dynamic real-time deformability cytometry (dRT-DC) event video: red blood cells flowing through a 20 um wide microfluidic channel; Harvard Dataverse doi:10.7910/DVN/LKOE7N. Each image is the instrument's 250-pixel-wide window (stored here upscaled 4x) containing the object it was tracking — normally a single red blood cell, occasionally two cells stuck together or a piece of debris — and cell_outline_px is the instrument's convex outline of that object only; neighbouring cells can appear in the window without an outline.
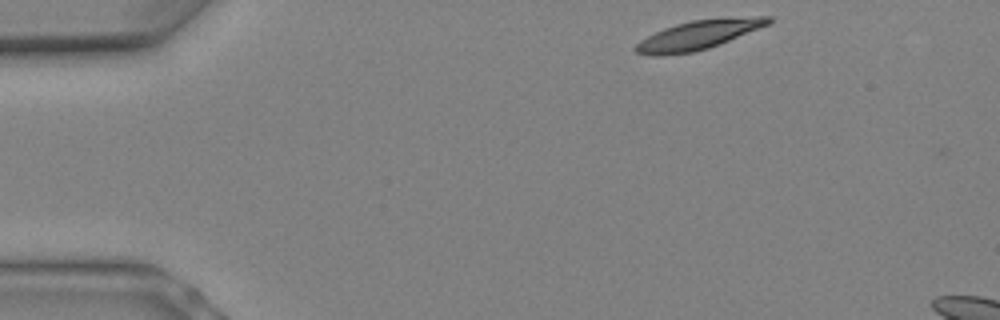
{"species": "Egyptian fruit bat (a non-hibernating species)", "species_latin": "Rousettus aegyptiacus", "temperature_condition": "warm", "stored_images_in_passage": 4, "camera_frame_rate_fps": 3000, "um_per_image_px": 0.085, "animal": {"sex": "female"}, "frame": {"image": 1, "passage_image": 1, "time_ms": 0.0, "image_size_px": [1000, 320], "cell_outline_px": [[772, 20], [768, 24], [708, 48], [692, 52], [664, 56], [652, 56], [636, 52], [632, 48], [640, 40], [664, 28], [676, 24], [692, 20], [756, 16], [772, 16]], "centroid_in_image_um": [59.29, 2.98], "position_along_channel_um": 25.7, "area_um2": 22.08}}